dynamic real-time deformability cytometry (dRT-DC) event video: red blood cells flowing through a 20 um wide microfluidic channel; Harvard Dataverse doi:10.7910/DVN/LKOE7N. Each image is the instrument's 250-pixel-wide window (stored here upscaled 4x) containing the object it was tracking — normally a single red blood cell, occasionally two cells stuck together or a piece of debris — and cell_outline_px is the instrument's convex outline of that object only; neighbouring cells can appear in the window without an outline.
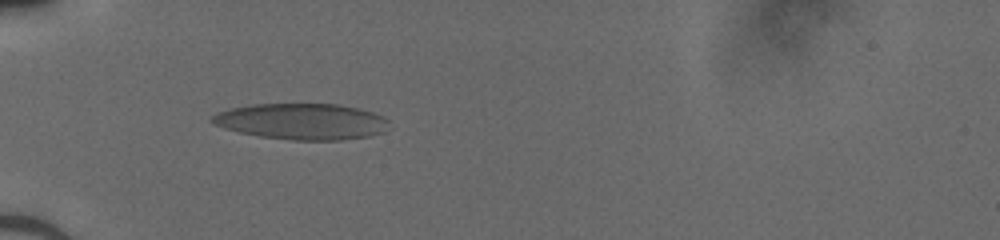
{"species": "human", "species_latin": "Homo sapiens", "temperature_condition": "cold", "stored_images_in_passage": 36, "camera_frame_rate_fps": 3000, "um_per_image_px": 0.085, "donor": {"sex": "male"}, "frame": {"image": 1, "passage_image": 3, "time_ms": 0.667, "image_size_px": [1000, 240], "cell_outline_px": [[392, 128], [384, 132], [368, 136], [340, 140], [292, 140], [260, 136], [240, 132], [224, 128], [212, 124], [208, 120], [212, 116], [220, 112], [232, 108], [252, 104], [336, 104], [356, 108], [372, 112], [384, 116], [388, 120]], "centroid_in_image_um": [25.69, 10.33], "position_along_channel_um": 59.3, "area_um2": 37.34}}
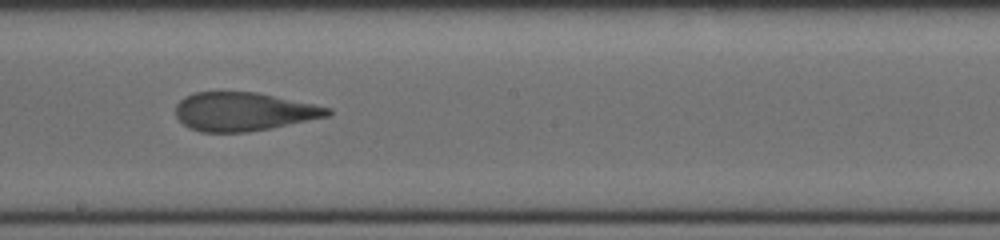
{"frame": {"image": 2, "passage_image": 16, "time_ms": 5.0, "image_size_px": [1000, 240], "cell_outline_px": [[332, 112], [328, 116], [272, 128], [244, 132], [200, 132], [188, 128], [176, 116], [176, 104], [184, 96], [196, 92], [256, 92], [332, 108]], "centroid_in_image_um": [20.68, 9.49], "position_along_channel_um": 227.5, "area_um2": 34.04}}
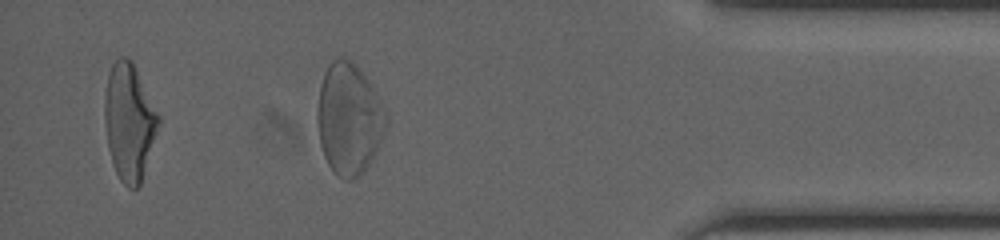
{"frame": {"image": 3, "passage_image": 31, "time_ms": 10.0, "image_size_px": [1000, 240], "cell_outline_px": [[388, 124], [368, 164], [352, 180], [344, 180], [336, 176], [332, 172], [324, 156], [320, 144], [316, 124], [316, 112], [320, 88], [324, 72], [332, 60], [352, 60], [364, 76], [388, 116]], "centroid_in_image_um": [29.61, 10.14], "position_along_channel_um": 405.6, "area_um2": 43.87}}